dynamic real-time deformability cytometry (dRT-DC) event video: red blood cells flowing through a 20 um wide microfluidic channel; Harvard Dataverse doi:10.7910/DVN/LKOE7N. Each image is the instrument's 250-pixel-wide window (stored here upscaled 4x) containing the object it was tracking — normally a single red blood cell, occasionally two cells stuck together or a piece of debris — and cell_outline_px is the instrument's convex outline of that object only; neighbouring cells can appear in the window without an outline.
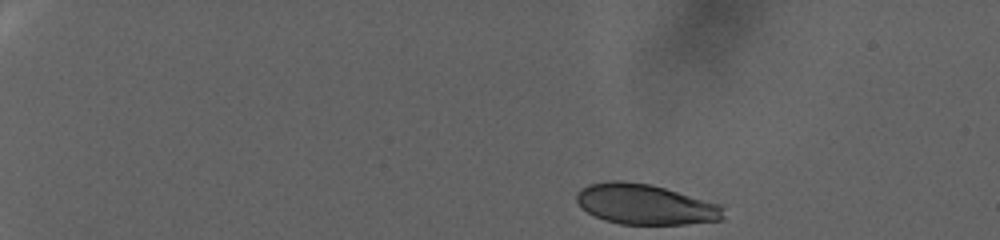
{"species": "human", "species_latin": "Homo sapiens", "temperature_condition": "warm", "stored_images_in_passage": 76, "camera_frame_rate_fps": 3000, "um_per_image_px": 0.085, "donor": {"sex": "female"}, "frame": {"image": 1, "passage_image": 1, "time_ms": 0.0, "image_size_px": [1000, 240], "cell_outline_px": [[724, 220], [688, 224], [620, 224], [604, 220], [580, 208], [576, 200], [576, 192], [580, 188], [588, 184], [612, 180], [620, 180], [648, 184], [664, 188], [720, 204], [724, 208]], "centroid_in_image_um": [54.83, 17.37], "position_along_channel_um": 30.2, "area_um2": 34.68}}
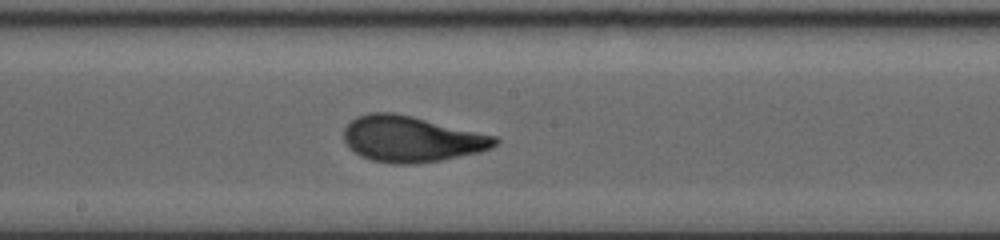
{"frame": {"image": 2, "passage_image": 43, "time_ms": 14.0, "image_size_px": [1000, 240], "cell_outline_px": [[500, 140], [492, 148], [480, 152], [440, 160], [412, 164], [392, 164], [372, 160], [360, 156], [348, 148], [344, 140], [344, 128], [352, 120], [368, 112], [392, 112], [412, 116], [496, 136]], "centroid_in_image_um": [34.96, 11.82], "position_along_channel_um": 213.2, "area_um2": 40.4}}
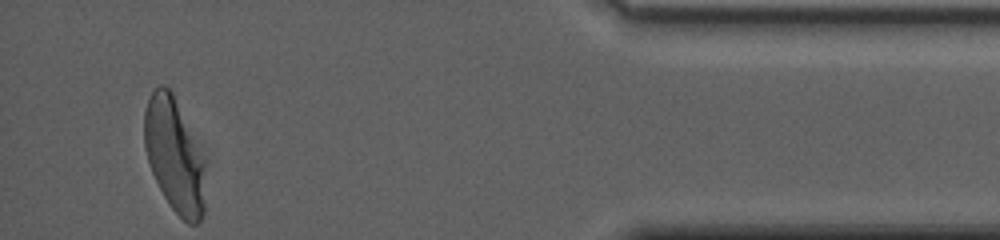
{"frame": {"image": 3, "passage_image": 76, "time_ms": 25.0, "image_size_px": [1000, 240], "cell_outline_px": [[204, 212], [200, 220], [196, 224], [188, 224], [172, 208], [164, 196], [148, 164], [144, 148], [144, 112], [148, 100], [152, 92], [160, 84], [164, 84], [172, 92], [200, 164], [204, 204]], "centroid_in_image_um": [14.7, 13.24], "position_along_channel_um": 420.5, "area_um2": 37.92}, "authors_computed_cell_mechanics": {"area_um2": 39.0728, "velocity_mm_per_s": 2.2758, "shape_relaxation_time_tau1_ms": 6.745, "shape_relaxation_time_tau2_ms": null, "deformation_change_tau1": 0.2193, "deformation_change_tau2": null}}